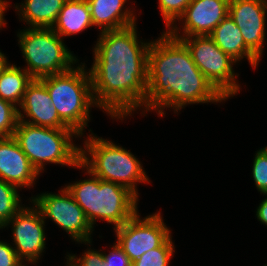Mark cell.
Masks as SVG:
<instances>
[{"label": "cell", "mask_w": 267, "mask_h": 266, "mask_svg": "<svg viewBox=\"0 0 267 266\" xmlns=\"http://www.w3.org/2000/svg\"><path fill=\"white\" fill-rule=\"evenodd\" d=\"M136 26L100 32L87 70L97 107L112 119L122 120L141 106L144 109L151 41L139 40Z\"/></svg>", "instance_id": "6da1fadb"}, {"label": "cell", "mask_w": 267, "mask_h": 266, "mask_svg": "<svg viewBox=\"0 0 267 266\" xmlns=\"http://www.w3.org/2000/svg\"><path fill=\"white\" fill-rule=\"evenodd\" d=\"M225 100L196 66L181 40L165 31L151 41L143 115L155 111L163 117L165 108L177 113L189 104H216Z\"/></svg>", "instance_id": "7a4b0ae2"}, {"label": "cell", "mask_w": 267, "mask_h": 266, "mask_svg": "<svg viewBox=\"0 0 267 266\" xmlns=\"http://www.w3.org/2000/svg\"><path fill=\"white\" fill-rule=\"evenodd\" d=\"M77 168L85 169L89 179L65 185L76 203L83 209L87 219L94 227L97 219L122 226L138 211V197L127 187L101 180L91 174L81 163Z\"/></svg>", "instance_id": "3957f363"}, {"label": "cell", "mask_w": 267, "mask_h": 266, "mask_svg": "<svg viewBox=\"0 0 267 266\" xmlns=\"http://www.w3.org/2000/svg\"><path fill=\"white\" fill-rule=\"evenodd\" d=\"M86 138L84 147L80 146V163L101 180L121 184L138 197L137 184L150 182L138 158L96 134Z\"/></svg>", "instance_id": "277c9868"}, {"label": "cell", "mask_w": 267, "mask_h": 266, "mask_svg": "<svg viewBox=\"0 0 267 266\" xmlns=\"http://www.w3.org/2000/svg\"><path fill=\"white\" fill-rule=\"evenodd\" d=\"M85 68V63H81L66 72L40 78L60 119L80 137L88 126L91 107H97L90 73Z\"/></svg>", "instance_id": "5b68a950"}, {"label": "cell", "mask_w": 267, "mask_h": 266, "mask_svg": "<svg viewBox=\"0 0 267 266\" xmlns=\"http://www.w3.org/2000/svg\"><path fill=\"white\" fill-rule=\"evenodd\" d=\"M76 137L80 135L72 129L40 127L19 120L13 133V138L39 174L48 163L76 168L80 163V147L73 143Z\"/></svg>", "instance_id": "8992f818"}, {"label": "cell", "mask_w": 267, "mask_h": 266, "mask_svg": "<svg viewBox=\"0 0 267 266\" xmlns=\"http://www.w3.org/2000/svg\"><path fill=\"white\" fill-rule=\"evenodd\" d=\"M18 45L33 79L66 72L79 59L52 28H24L17 33Z\"/></svg>", "instance_id": "52a82bcc"}, {"label": "cell", "mask_w": 267, "mask_h": 266, "mask_svg": "<svg viewBox=\"0 0 267 266\" xmlns=\"http://www.w3.org/2000/svg\"><path fill=\"white\" fill-rule=\"evenodd\" d=\"M189 49L192 59L206 79L226 99L240 91L233 65L237 62L224 53L209 35L180 39Z\"/></svg>", "instance_id": "ba28073f"}, {"label": "cell", "mask_w": 267, "mask_h": 266, "mask_svg": "<svg viewBox=\"0 0 267 266\" xmlns=\"http://www.w3.org/2000/svg\"><path fill=\"white\" fill-rule=\"evenodd\" d=\"M30 202L39 209L44 221L50 218L75 242L91 245L94 227L65 187L57 194L45 192L31 197Z\"/></svg>", "instance_id": "9c48e42d"}, {"label": "cell", "mask_w": 267, "mask_h": 266, "mask_svg": "<svg viewBox=\"0 0 267 266\" xmlns=\"http://www.w3.org/2000/svg\"><path fill=\"white\" fill-rule=\"evenodd\" d=\"M138 212L122 226L113 229L117 237L116 242L132 262L144 253L160 247L171 236L160 211L142 219Z\"/></svg>", "instance_id": "30bf717a"}, {"label": "cell", "mask_w": 267, "mask_h": 266, "mask_svg": "<svg viewBox=\"0 0 267 266\" xmlns=\"http://www.w3.org/2000/svg\"><path fill=\"white\" fill-rule=\"evenodd\" d=\"M12 225V246L25 263L37 264L46 248L45 221L39 209L22 207L3 228Z\"/></svg>", "instance_id": "8fae6325"}, {"label": "cell", "mask_w": 267, "mask_h": 266, "mask_svg": "<svg viewBox=\"0 0 267 266\" xmlns=\"http://www.w3.org/2000/svg\"><path fill=\"white\" fill-rule=\"evenodd\" d=\"M230 0H191L183 15L178 19L180 26L174 24L167 32L180 40L185 37L210 35L214 28L229 14Z\"/></svg>", "instance_id": "7c38bea8"}, {"label": "cell", "mask_w": 267, "mask_h": 266, "mask_svg": "<svg viewBox=\"0 0 267 266\" xmlns=\"http://www.w3.org/2000/svg\"><path fill=\"white\" fill-rule=\"evenodd\" d=\"M267 0H230L228 16L240 29L245 45L260 59L266 34Z\"/></svg>", "instance_id": "4fadbf2b"}, {"label": "cell", "mask_w": 267, "mask_h": 266, "mask_svg": "<svg viewBox=\"0 0 267 266\" xmlns=\"http://www.w3.org/2000/svg\"><path fill=\"white\" fill-rule=\"evenodd\" d=\"M18 118L19 121L40 127L71 129L60 119L46 85L40 79H33L27 85L18 108Z\"/></svg>", "instance_id": "5bb4252c"}, {"label": "cell", "mask_w": 267, "mask_h": 266, "mask_svg": "<svg viewBox=\"0 0 267 266\" xmlns=\"http://www.w3.org/2000/svg\"><path fill=\"white\" fill-rule=\"evenodd\" d=\"M39 175L13 136L0 138V180L30 188Z\"/></svg>", "instance_id": "9a60e30c"}, {"label": "cell", "mask_w": 267, "mask_h": 266, "mask_svg": "<svg viewBox=\"0 0 267 266\" xmlns=\"http://www.w3.org/2000/svg\"><path fill=\"white\" fill-rule=\"evenodd\" d=\"M87 2L93 27H99L100 32L120 30L136 24L134 10L125 6L128 0H87Z\"/></svg>", "instance_id": "2e32d148"}, {"label": "cell", "mask_w": 267, "mask_h": 266, "mask_svg": "<svg viewBox=\"0 0 267 266\" xmlns=\"http://www.w3.org/2000/svg\"><path fill=\"white\" fill-rule=\"evenodd\" d=\"M209 36L233 60L239 62L246 58L254 69L257 68L261 59L245 45L240 29L229 16L223 19Z\"/></svg>", "instance_id": "e0dca14e"}, {"label": "cell", "mask_w": 267, "mask_h": 266, "mask_svg": "<svg viewBox=\"0 0 267 266\" xmlns=\"http://www.w3.org/2000/svg\"><path fill=\"white\" fill-rule=\"evenodd\" d=\"M93 26L87 0H66L52 29L63 37L76 35Z\"/></svg>", "instance_id": "ac0fdd59"}, {"label": "cell", "mask_w": 267, "mask_h": 266, "mask_svg": "<svg viewBox=\"0 0 267 266\" xmlns=\"http://www.w3.org/2000/svg\"><path fill=\"white\" fill-rule=\"evenodd\" d=\"M66 0H24L14 5L19 19L31 28H52Z\"/></svg>", "instance_id": "d6986e66"}, {"label": "cell", "mask_w": 267, "mask_h": 266, "mask_svg": "<svg viewBox=\"0 0 267 266\" xmlns=\"http://www.w3.org/2000/svg\"><path fill=\"white\" fill-rule=\"evenodd\" d=\"M33 80L29 73L14 64L7 65L0 73V98L20 106L27 85Z\"/></svg>", "instance_id": "ffe728a7"}, {"label": "cell", "mask_w": 267, "mask_h": 266, "mask_svg": "<svg viewBox=\"0 0 267 266\" xmlns=\"http://www.w3.org/2000/svg\"><path fill=\"white\" fill-rule=\"evenodd\" d=\"M19 188L0 180V226L5 224L23 207Z\"/></svg>", "instance_id": "44dd1931"}, {"label": "cell", "mask_w": 267, "mask_h": 266, "mask_svg": "<svg viewBox=\"0 0 267 266\" xmlns=\"http://www.w3.org/2000/svg\"><path fill=\"white\" fill-rule=\"evenodd\" d=\"M175 252L174 242L170 236L160 247L144 253L132 266H170Z\"/></svg>", "instance_id": "7402d4cb"}, {"label": "cell", "mask_w": 267, "mask_h": 266, "mask_svg": "<svg viewBox=\"0 0 267 266\" xmlns=\"http://www.w3.org/2000/svg\"><path fill=\"white\" fill-rule=\"evenodd\" d=\"M18 120L17 106L0 98V138L12 137Z\"/></svg>", "instance_id": "603a6c76"}, {"label": "cell", "mask_w": 267, "mask_h": 266, "mask_svg": "<svg viewBox=\"0 0 267 266\" xmlns=\"http://www.w3.org/2000/svg\"><path fill=\"white\" fill-rule=\"evenodd\" d=\"M191 0H159V9L161 11L164 23L169 30L176 20L183 15L185 9L189 5Z\"/></svg>", "instance_id": "cb8c5ba5"}, {"label": "cell", "mask_w": 267, "mask_h": 266, "mask_svg": "<svg viewBox=\"0 0 267 266\" xmlns=\"http://www.w3.org/2000/svg\"><path fill=\"white\" fill-rule=\"evenodd\" d=\"M255 154L252 176L257 190L264 196L267 195V147L259 149Z\"/></svg>", "instance_id": "d4e9b609"}, {"label": "cell", "mask_w": 267, "mask_h": 266, "mask_svg": "<svg viewBox=\"0 0 267 266\" xmlns=\"http://www.w3.org/2000/svg\"><path fill=\"white\" fill-rule=\"evenodd\" d=\"M81 257L74 254L66 255V266H106V262L103 260V254L100 251H95L91 247L86 249V252L82 253Z\"/></svg>", "instance_id": "484cf974"}, {"label": "cell", "mask_w": 267, "mask_h": 266, "mask_svg": "<svg viewBox=\"0 0 267 266\" xmlns=\"http://www.w3.org/2000/svg\"><path fill=\"white\" fill-rule=\"evenodd\" d=\"M102 254L106 266H132L133 264L129 256L117 242L113 244L109 254H106L103 251Z\"/></svg>", "instance_id": "4316f807"}, {"label": "cell", "mask_w": 267, "mask_h": 266, "mask_svg": "<svg viewBox=\"0 0 267 266\" xmlns=\"http://www.w3.org/2000/svg\"><path fill=\"white\" fill-rule=\"evenodd\" d=\"M17 255L13 246L5 241H0V266H25Z\"/></svg>", "instance_id": "83f0119b"}, {"label": "cell", "mask_w": 267, "mask_h": 266, "mask_svg": "<svg viewBox=\"0 0 267 266\" xmlns=\"http://www.w3.org/2000/svg\"><path fill=\"white\" fill-rule=\"evenodd\" d=\"M256 217L258 221L267 226V198L262 200L259 206L257 207Z\"/></svg>", "instance_id": "f1b7e54d"}, {"label": "cell", "mask_w": 267, "mask_h": 266, "mask_svg": "<svg viewBox=\"0 0 267 266\" xmlns=\"http://www.w3.org/2000/svg\"><path fill=\"white\" fill-rule=\"evenodd\" d=\"M9 1L0 0V30L6 25V20L4 19V13L9 7Z\"/></svg>", "instance_id": "f546056e"}, {"label": "cell", "mask_w": 267, "mask_h": 266, "mask_svg": "<svg viewBox=\"0 0 267 266\" xmlns=\"http://www.w3.org/2000/svg\"><path fill=\"white\" fill-rule=\"evenodd\" d=\"M8 59L6 58L5 54L1 52L0 50V73L2 69L7 65Z\"/></svg>", "instance_id": "4dcf8cb0"}]
</instances>
